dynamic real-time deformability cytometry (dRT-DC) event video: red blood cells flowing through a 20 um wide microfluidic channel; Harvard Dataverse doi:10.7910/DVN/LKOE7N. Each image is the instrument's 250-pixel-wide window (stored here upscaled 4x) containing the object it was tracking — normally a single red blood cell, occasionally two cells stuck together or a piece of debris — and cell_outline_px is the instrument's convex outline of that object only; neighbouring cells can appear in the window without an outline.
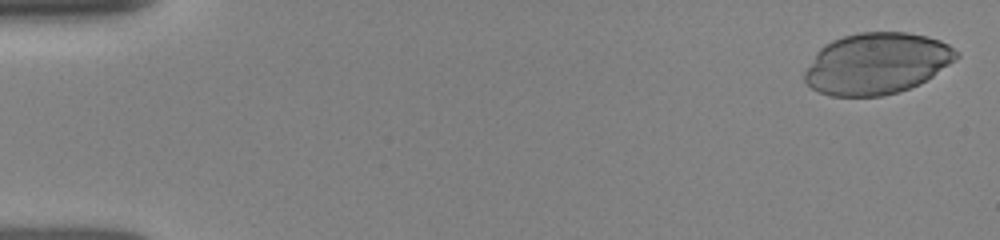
{"species": "human", "species_latin": "Homo sapiens", "temperature_condition": "room temperature", "stored_images_in_passage": 12, "camera_frame_rate_fps": 3000, "um_per_image_px": 0.085, "donor": {"sex": "female"}, "frame": {"image": 1, "passage_image": 1, "time_ms": 0.0, "image_size_px": [1000, 240], "cell_outline_px": [[960, 56], [956, 60], [920, 84], [896, 92], [880, 96], [832, 96], [820, 92], [812, 88], [804, 80], [804, 72], [816, 52], [824, 44], [832, 40], [844, 36], [860, 32], [908, 32], [928, 36], [940, 40], [948, 44], [960, 52]], "centroid_in_image_um": [74.54, 5.38], "position_along_channel_um": 10.5, "area_um2": 54.33}}